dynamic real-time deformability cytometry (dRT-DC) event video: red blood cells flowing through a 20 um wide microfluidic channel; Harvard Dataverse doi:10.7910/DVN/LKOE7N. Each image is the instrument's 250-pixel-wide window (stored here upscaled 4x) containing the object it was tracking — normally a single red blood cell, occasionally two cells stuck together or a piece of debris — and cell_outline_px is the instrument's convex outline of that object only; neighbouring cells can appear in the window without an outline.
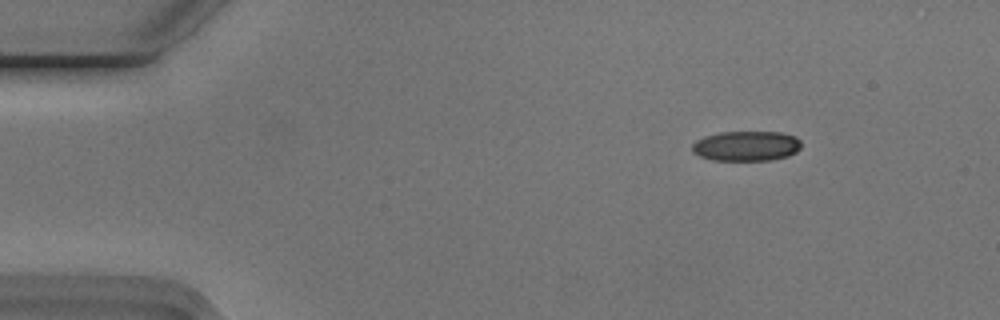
{"species": "Egyptian fruit bat (a non-hibernating species)", "species_latin": "Rousettus aegyptiacus", "temperature_condition": "cold", "stored_images_in_passage": 48, "camera_frame_rate_fps": 3000, "um_per_image_px": 0.085, "animal": {"sex": "male"}, "frame": {"image": 1, "passage_image": 1, "time_ms": 0.0, "image_size_px": [1000, 320], "cell_outline_px": [[800, 148], [796, 152], [788, 156], [768, 160], [712, 160], [700, 156], [692, 152], [692, 144], [696, 140], [704, 136], [720, 132], [780, 132], [796, 136], [800, 140]], "centroid_in_image_um": [63.43, 12.4], "position_along_channel_um": 21.6, "area_um2": 19.13}}
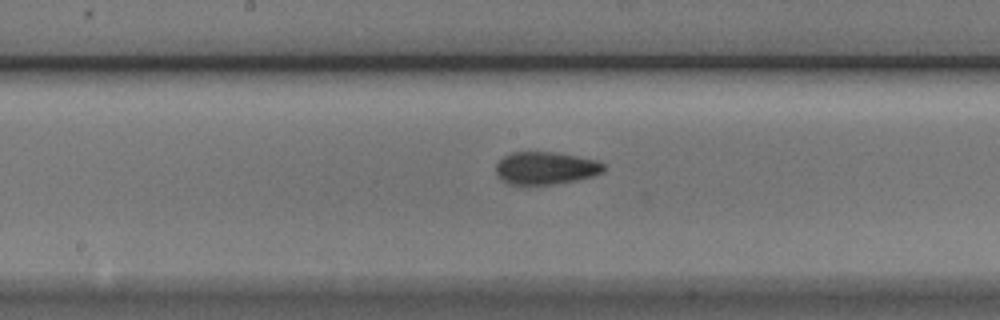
{"frame": {"image": 2, "passage_image": 22, "time_ms": 7.0, "image_size_px": [1000, 320], "cell_outline_px": [[604, 172], [592, 176], [576, 180], [552, 184], [508, 184], [500, 180], [496, 176], [496, 164], [504, 156], [512, 152], [556, 152], [596, 160], [604, 164]], "centroid_in_image_um": [46.35, 14.29], "position_along_channel_um": 201.8, "area_um2": 20.46}}
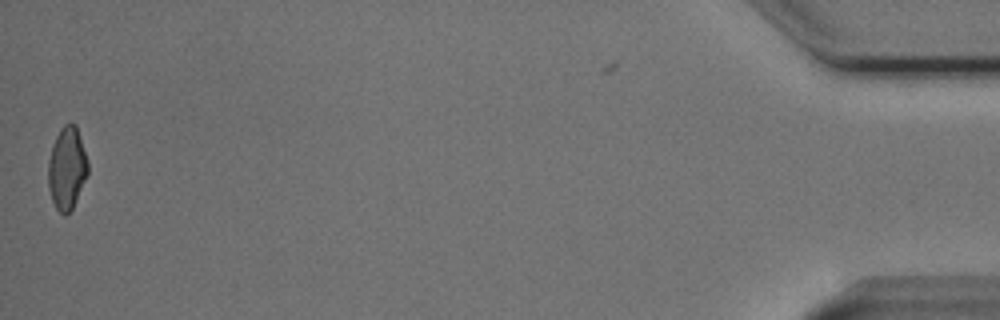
{"frame": {"image": 3, "passage_image": 48, "time_ms": 15.667, "image_size_px": [1000, 320], "cell_outline_px": [[88, 172], [72, 208], [64, 216], [56, 208], [52, 200], [48, 188], [48, 160], [52, 144], [60, 128], [64, 124], [76, 124], [88, 160]], "centroid_in_image_um": [5.67, 14.27], "position_along_channel_um": 429.5, "area_um2": 19.02}, "authors_computed_cell_mechanics": {"area_um2": 20.0277, "velocity_mm_per_s": 3.7518, "shape_relaxation_time_tau1_ms": 3.5483, "shape_relaxation_time_tau2_ms": 1.6721, "deformation_change_tau1": 0.1134, "deformation_change_tau2": 0.0551}}